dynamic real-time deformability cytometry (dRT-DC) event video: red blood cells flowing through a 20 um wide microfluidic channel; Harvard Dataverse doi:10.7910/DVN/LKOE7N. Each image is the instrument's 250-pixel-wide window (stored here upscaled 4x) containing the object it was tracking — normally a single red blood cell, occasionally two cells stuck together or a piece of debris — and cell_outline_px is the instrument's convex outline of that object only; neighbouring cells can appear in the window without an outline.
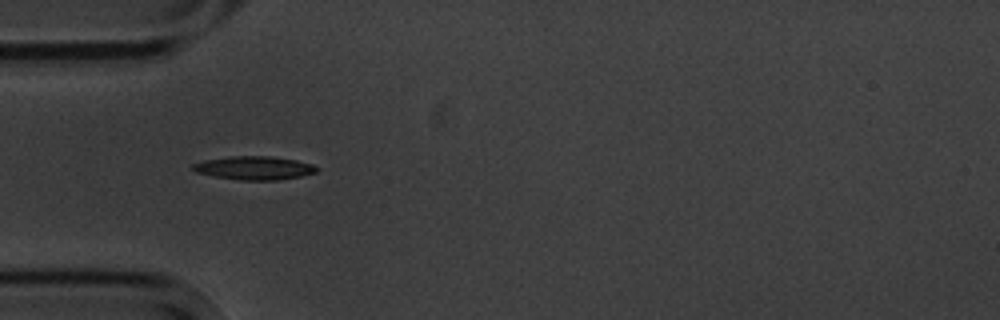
{"species": "common noctule bat (a hibernating species)", "species_latin": "Nyctalus noctula", "temperature_condition": "cold", "stored_images_in_passage": 11, "camera_frame_rate_fps": 3000, "um_per_image_px": 0.085, "animal": {"sex": "male", "body_mass_g": 20.1, "forearm_length_mm": 53.5}, "frame": {"image": 1, "passage_image": 1, "time_ms": 0.0, "image_size_px": [1000, 320], "cell_outline_px": [[320, 168], [316, 172], [300, 176], [276, 180], [240, 180], [216, 176], [196, 172], [192, 168], [192, 164], [204, 160], [232, 156], [268, 156], [296, 160], [312, 164]], "centroid_in_image_um": [21.62, 14.27], "position_along_channel_um": 63.4, "area_um2": 16.76}}
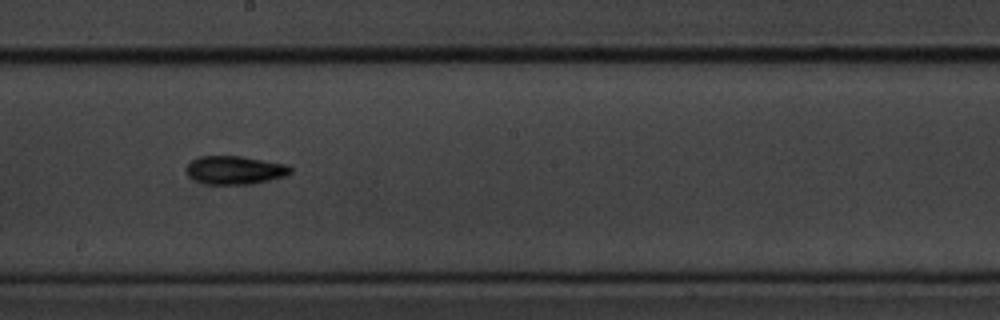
{"frame": {"image": 2, "passage_image": 5, "time_ms": 4.667, "image_size_px": [1000, 320], "cell_outline_px": [[292, 172], [288, 176], [252, 184], [204, 184], [188, 176], [188, 164], [192, 160], [200, 156], [240, 156], [288, 164], [292, 168]], "centroid_in_image_um": [20.03, 14.46], "position_along_channel_um": 228.2, "area_um2": 17.28}}
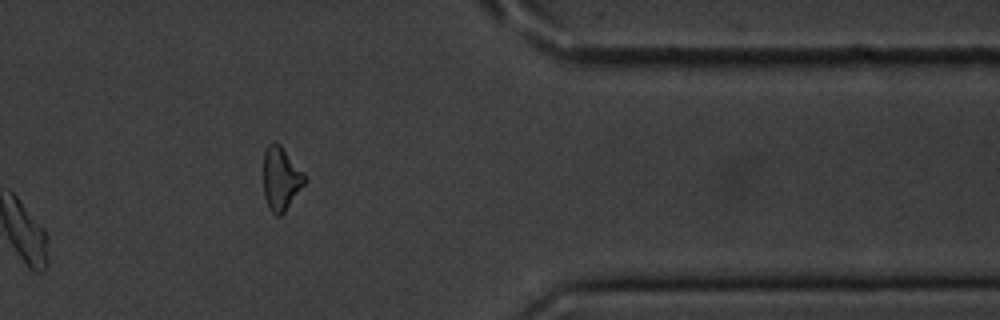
{"frame": {"image": 3, "passage_image": 9, "time_ms": 9.667, "image_size_px": [1000, 320], "cell_outline_px": [[308, 180], [284, 212], [280, 216], [276, 216], [268, 208], [264, 196], [264, 152], [268, 144], [272, 140], [280, 144], [304, 172]], "centroid_in_image_um": [23.89, 15.17], "position_along_channel_um": 387.5, "area_um2": 15.43}, "authors_computed_cell_mechanics": {"area_um2": 16.762, "velocity_mm_per_s": 3.5406, "shape_relaxation_time_tau1_ms": 2.9413, "shape_relaxation_time_tau2_ms": null, "deformation_change_tau1": 0.0989, "deformation_change_tau2": null}}